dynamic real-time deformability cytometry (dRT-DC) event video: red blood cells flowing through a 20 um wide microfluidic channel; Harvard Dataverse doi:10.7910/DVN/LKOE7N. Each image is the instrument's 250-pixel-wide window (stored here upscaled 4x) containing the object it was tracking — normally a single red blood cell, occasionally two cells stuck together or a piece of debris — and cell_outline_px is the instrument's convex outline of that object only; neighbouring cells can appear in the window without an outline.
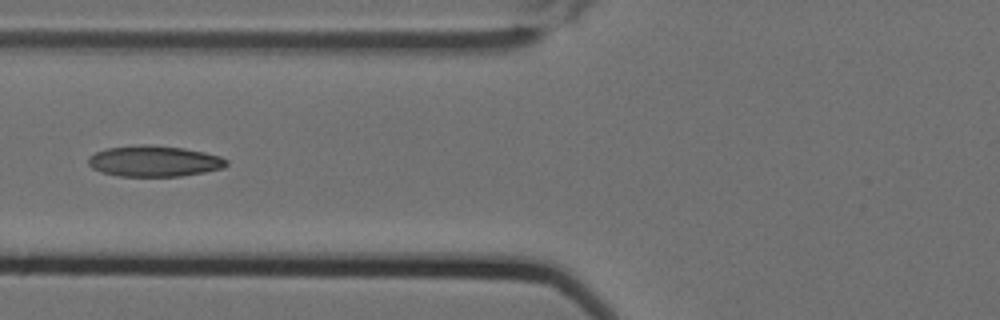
{"species": "Egyptian fruit bat (a non-hibernating species)", "species_latin": "Rousettus aegyptiacus", "temperature_condition": "cold", "stored_images_in_passage": 10, "camera_frame_rate_fps": 3000, "um_per_image_px": 0.085, "animal": {"sex": "female"}, "frame": {"image": 1, "passage_image": 7, "time_ms": 2.0, "image_size_px": [1000, 320], "cell_outline_px": [[228, 164], [224, 168], [204, 172], [180, 176], [120, 176], [100, 172], [92, 168], [88, 164], [88, 156], [96, 152], [108, 148], [144, 144], [184, 148], [204, 152], [220, 156], [228, 160]], "centroid_in_image_um": [13.11, 13.7], "position_along_channel_um": 112.7, "area_um2": 24.91}}
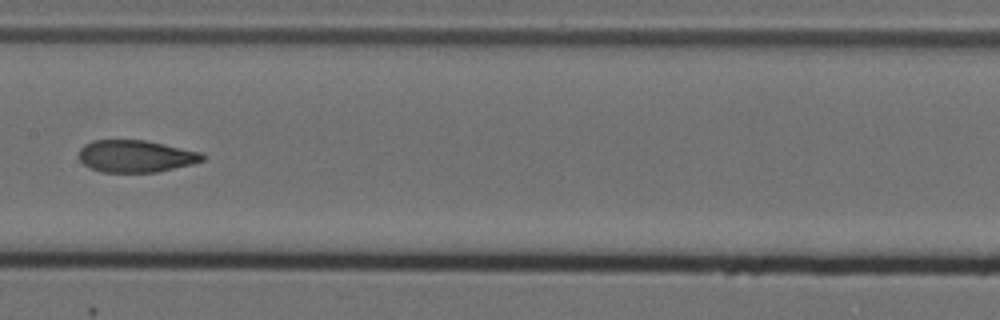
{"frame": {"image": 2, "passage_image": 9, "time_ms": 2.667, "image_size_px": [1000, 320], "cell_outline_px": [[204, 160], [192, 164], [156, 172], [100, 172], [84, 164], [76, 156], [80, 148], [84, 144], [92, 140], [144, 140], [164, 144], [200, 152], [204, 156]], "centroid_in_image_um": [11.49, 13.27], "position_along_channel_um": 195.9, "area_um2": 23.12}}
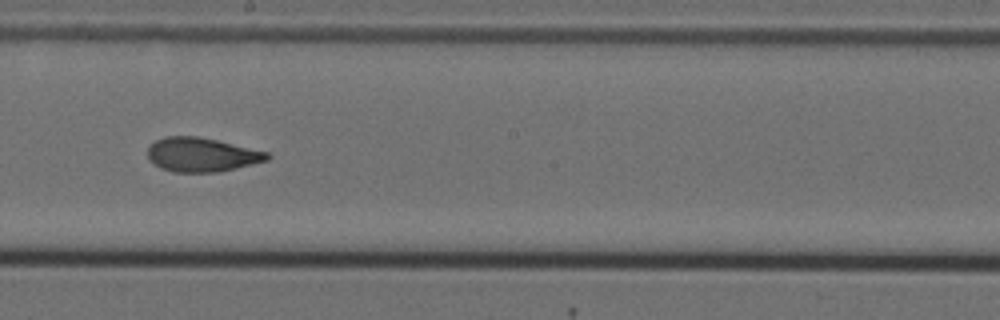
{"frame": {"image": 3, "passage_image": 10, "time_ms": 3.0, "image_size_px": [1000, 320], "cell_outline_px": [[272, 156], [268, 160], [220, 172], [172, 172], [160, 168], [148, 160], [148, 148], [156, 140], [164, 136], [200, 136], [268, 152]], "centroid_in_image_um": [17.13, 13.15], "position_along_channel_um": 231.1, "area_um2": 23.87}}